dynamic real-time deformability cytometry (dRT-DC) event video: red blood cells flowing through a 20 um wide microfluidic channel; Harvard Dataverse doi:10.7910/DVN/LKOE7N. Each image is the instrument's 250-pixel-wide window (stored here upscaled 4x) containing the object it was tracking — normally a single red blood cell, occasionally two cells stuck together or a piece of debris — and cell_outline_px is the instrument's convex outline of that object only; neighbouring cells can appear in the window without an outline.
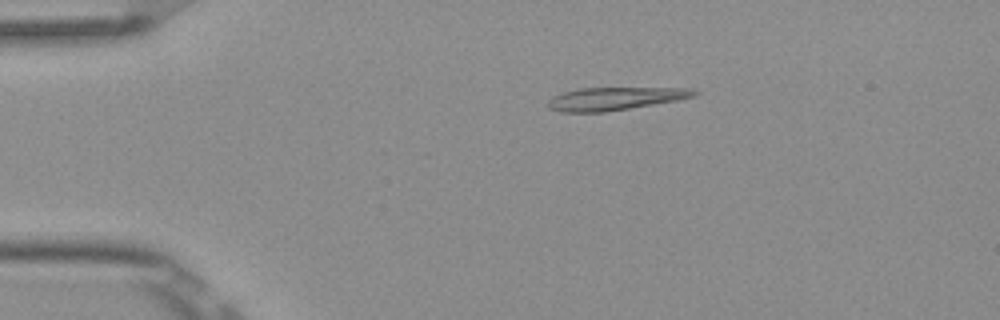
{"species": "Egyptian fruit bat (a non-hibernating species)", "species_latin": "Rousettus aegyptiacus", "temperature_condition": "room temperature", "stored_images_in_passage": 7, "camera_frame_rate_fps": 3000, "um_per_image_px": 0.085, "frame": {"image": 1, "passage_image": 3, "time_ms": 0.667, "image_size_px": [1000, 320], "cell_outline_px": [[700, 92], [696, 96], [676, 100], [604, 112], [560, 112], [548, 108], [548, 100], [552, 96], [564, 92], [580, 88], [688, 88]], "centroid_in_image_um": [52.23, 8.38], "position_along_channel_um": 32.8, "area_um2": 19.31}}
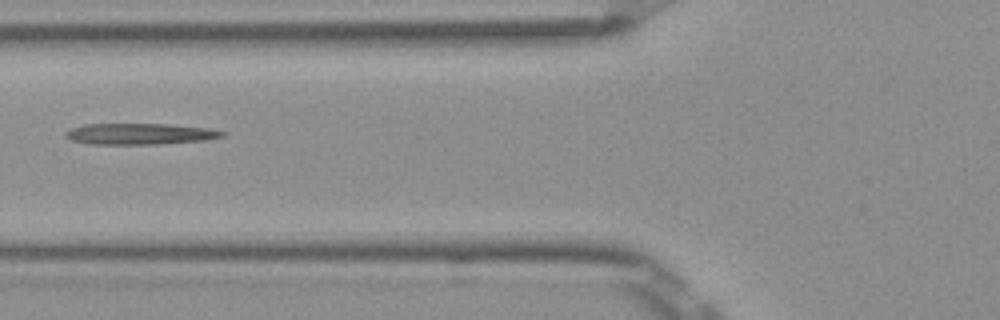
{"frame": {"image": 2, "passage_image": 5, "time_ms": 1.333, "image_size_px": [1000, 320], "cell_outline_px": [[228, 132], [224, 136], [204, 140], [156, 144], [88, 144], [72, 140], [64, 136], [64, 132], [72, 128], [84, 124], [168, 124], [208, 128]], "centroid_in_image_um": [11.88, 11.38], "position_along_channel_um": 113.9, "area_um2": 19.31}}
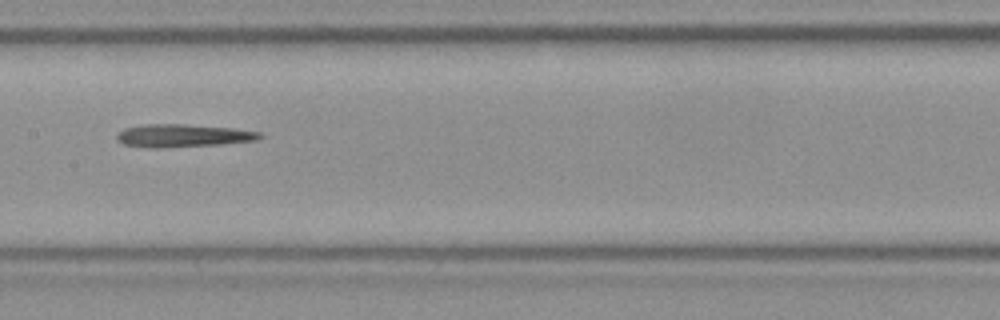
{"frame": {"image": 3, "passage_image": 7, "time_ms": 2.0, "image_size_px": [1000, 320], "cell_outline_px": [[264, 136], [256, 140], [220, 144], [160, 148], [144, 148], [124, 144], [116, 140], [116, 136], [124, 128], [144, 124], [184, 124], [232, 128], [260, 132]], "centroid_in_image_um": [15.51, 11.53], "position_along_channel_um": 191.9, "area_um2": 19.07}}